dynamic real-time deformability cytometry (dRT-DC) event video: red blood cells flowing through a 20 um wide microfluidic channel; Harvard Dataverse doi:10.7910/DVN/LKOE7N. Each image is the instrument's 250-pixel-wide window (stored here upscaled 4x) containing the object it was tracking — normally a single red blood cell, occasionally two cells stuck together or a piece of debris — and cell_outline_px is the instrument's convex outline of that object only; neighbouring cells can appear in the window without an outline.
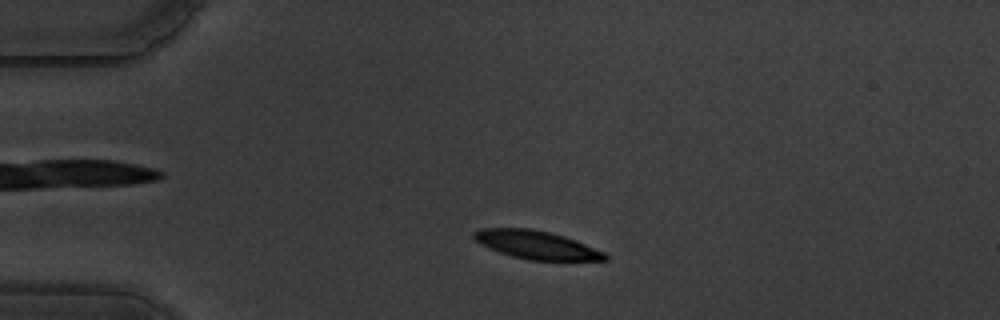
{"species": "common noctule bat (a hibernating species)", "species_latin": "Nyctalus noctula", "temperature_condition": "warm", "stored_images_in_passage": 52, "camera_frame_rate_fps": 3000, "um_per_image_px": 0.085, "animal": {"sex": "male", "body_mass_g": 19.5, "forearm_length_mm": 54.6}, "frame": {"image": 1, "passage_image": 8, "time_ms": 2.333, "image_size_px": [1000, 320], "cell_outline_px": [[608, 260], [528, 260], [512, 256], [500, 252], [480, 244], [472, 236], [472, 232], [480, 228], [532, 228], [564, 236], [576, 240], [604, 252], [608, 256]], "centroid_in_image_um": [45.57, 20.8], "position_along_channel_um": 39.4, "area_um2": 21.5}}
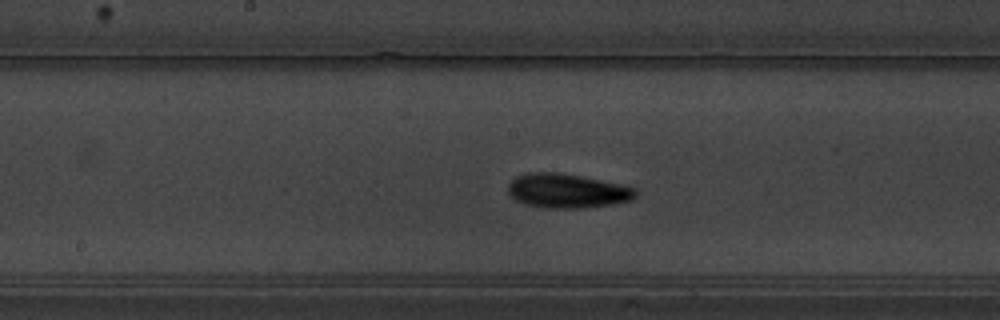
{"frame": {"image": 2, "passage_image": 25, "time_ms": 8.0, "image_size_px": [1000, 320], "cell_outline_px": [[636, 196], [632, 200], [612, 204], [584, 208], [544, 208], [524, 204], [516, 200], [508, 192], [508, 184], [516, 176], [528, 172], [560, 172], [620, 184], [636, 188]], "centroid_in_image_um": [48.19, 16.22], "position_along_channel_um": 200.0, "area_um2": 25.55}}
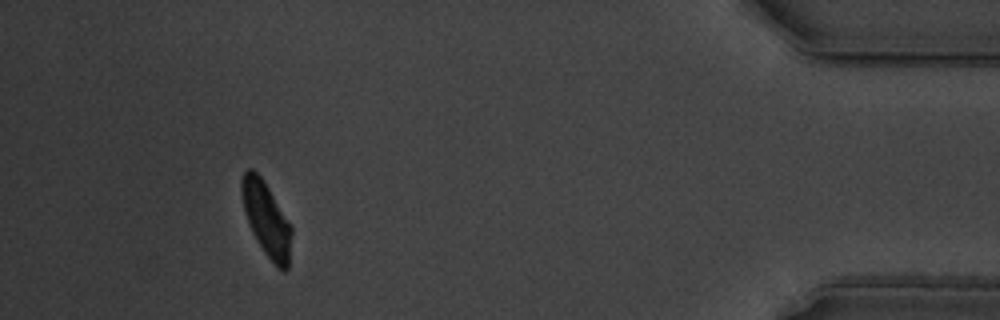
{"frame": {"image": 3, "passage_image": 48, "time_ms": 15.667, "image_size_px": [1000, 320], "cell_outline_px": [[292, 232], [288, 268], [284, 272], [276, 268], [264, 252], [256, 240], [252, 232], [244, 212], [240, 192], [240, 180], [244, 172], [248, 168], [252, 168], [264, 180], [292, 228]], "centroid_in_image_um": [22.62, 18.63], "position_along_channel_um": 412.6, "area_um2": 21.68}, "authors_computed_cell_mechanics": {"area_um2": 22.7443, "velocity_mm_per_s": 3.4943, "shape_relaxation_time_tau1_ms": 3.0134, "shape_relaxation_time_tau2_ms": 4.3709, "deformation_change_tau1": 0.1343, "deformation_change_tau2": 0.1087}}